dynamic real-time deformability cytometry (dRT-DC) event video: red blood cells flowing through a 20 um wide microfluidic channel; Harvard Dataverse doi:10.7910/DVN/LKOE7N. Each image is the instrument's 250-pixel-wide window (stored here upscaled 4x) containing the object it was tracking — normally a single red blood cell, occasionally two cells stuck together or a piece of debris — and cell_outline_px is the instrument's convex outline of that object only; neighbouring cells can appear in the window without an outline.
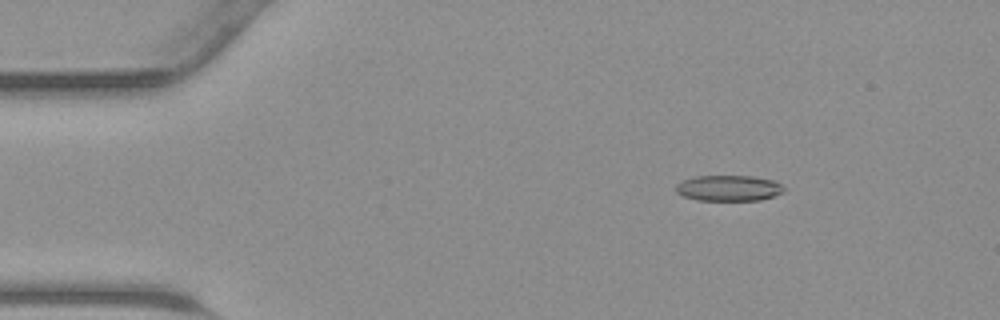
{"species": "common noctule bat (a hibernating species)", "species_latin": "Nyctalus noctula", "temperature_condition": "warm", "stored_images_in_passage": 45, "camera_frame_rate_fps": 3000, "um_per_image_px": 0.085, "animal": {"sex": "male", "body_mass_g": 23.1, "forearm_length_mm": 52.7}, "frame": {"image": 1, "passage_image": 7, "time_ms": 2.0, "image_size_px": [1000, 320], "cell_outline_px": [[784, 192], [760, 200], [700, 200], [684, 196], [676, 192], [676, 184], [684, 180], [696, 176], [752, 176], [776, 180], [784, 188]], "centroid_in_image_um": [61.96, 15.98], "position_along_channel_um": 23.0, "area_um2": 16.13}}
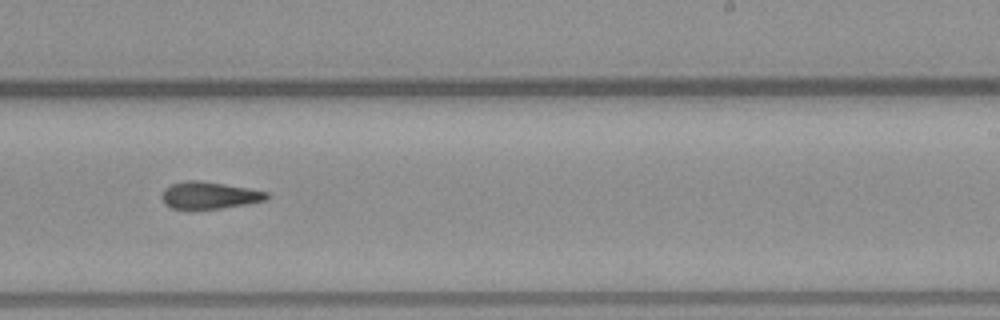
{"frame": {"image": 2, "passage_image": 28, "time_ms": 9.0, "image_size_px": [1000, 320], "cell_outline_px": [[268, 196], [264, 200], [244, 204], [220, 208], [172, 208], [164, 204], [160, 196], [164, 188], [172, 184], [188, 180], [200, 180], [248, 188], [268, 192]], "centroid_in_image_um": [17.73, 16.58], "position_along_channel_um": 271.3, "area_um2": 16.24}}
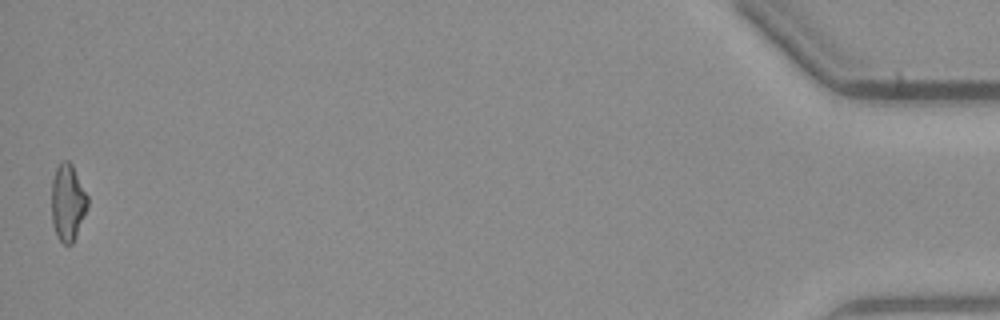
{"frame": {"image": 3, "passage_image": 45, "time_ms": 14.667, "image_size_px": [1000, 320], "cell_outline_px": [[88, 204], [72, 244], [64, 244], [56, 236], [52, 224], [52, 180], [56, 168], [64, 160], [68, 160], [72, 164], [88, 196]], "centroid_in_image_um": [5.74, 17.2], "position_along_channel_um": 429.5, "area_um2": 15.9}}